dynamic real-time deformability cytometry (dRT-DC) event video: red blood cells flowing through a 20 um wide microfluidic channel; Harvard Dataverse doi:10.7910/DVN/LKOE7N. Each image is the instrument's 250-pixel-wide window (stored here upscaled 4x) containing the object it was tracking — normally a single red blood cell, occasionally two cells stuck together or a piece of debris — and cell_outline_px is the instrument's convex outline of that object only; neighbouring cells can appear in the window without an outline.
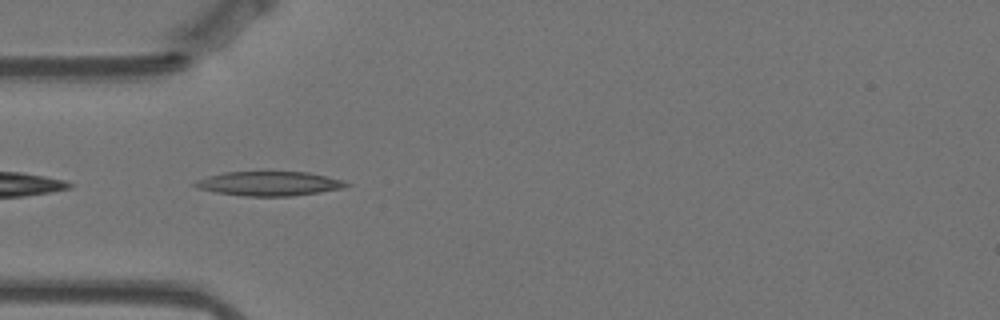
{"species": "Egyptian fruit bat (a non-hibernating species)", "species_latin": "Rousettus aegyptiacus", "temperature_condition": "warm", "stored_images_in_passage": 12, "camera_frame_rate_fps": 3000, "um_per_image_px": 0.085, "animal": {"sex": "female"}, "frame": {"image": 1, "passage_image": 1, "time_ms": 0.0, "image_size_px": [1000, 320], "cell_outline_px": [[352, 184], [344, 188], [320, 192], [292, 196], [244, 196], [216, 192], [200, 188], [192, 184], [196, 180], [208, 176], [224, 172], [308, 172], [344, 180]], "centroid_in_image_um": [22.92, 15.6], "position_along_channel_um": 62.1, "area_um2": 21.39}}
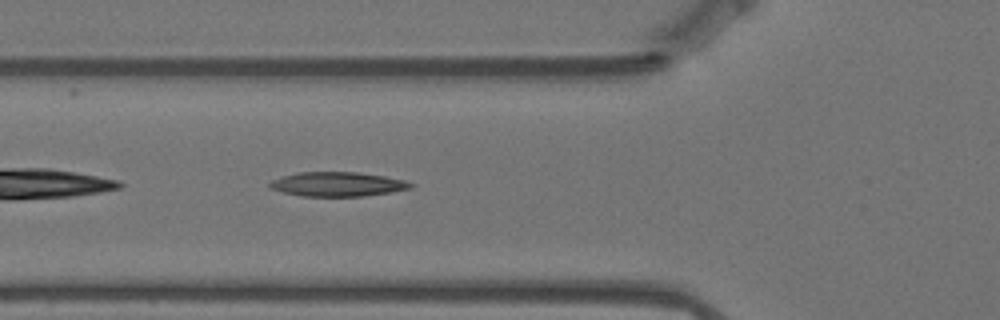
{"frame": {"image": 2, "passage_image": 4, "time_ms": 1.0, "image_size_px": [1000, 320], "cell_outline_px": [[416, 184], [412, 188], [392, 192], [364, 196], [300, 196], [268, 188], [268, 184], [272, 180], [284, 176], [300, 172], [356, 172], [384, 176], [404, 180]], "centroid_in_image_um": [28.71, 15.66], "position_along_channel_um": 97.1, "area_um2": 20.0}}
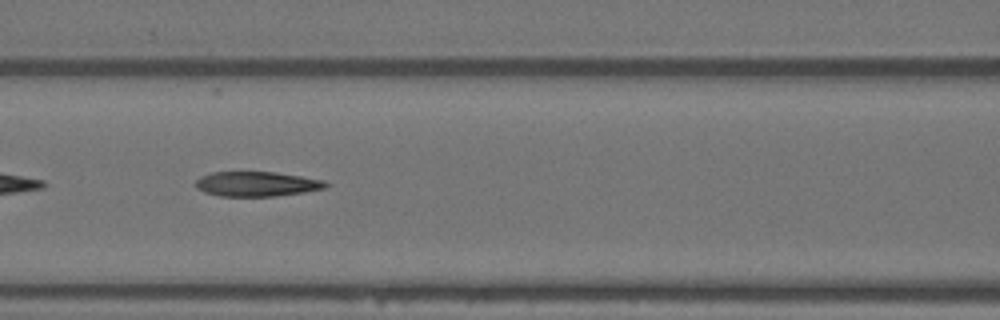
{"frame": {"image": 3, "passage_image": 8, "time_ms": 2.333, "image_size_px": [1000, 320], "cell_outline_px": [[332, 184], [324, 188], [304, 192], [276, 196], [220, 196], [204, 192], [196, 188], [196, 180], [200, 176], [212, 172], [276, 172], [324, 180]], "centroid_in_image_um": [21.83, 15.63], "position_along_channel_um": 144.8, "area_um2": 18.84}}